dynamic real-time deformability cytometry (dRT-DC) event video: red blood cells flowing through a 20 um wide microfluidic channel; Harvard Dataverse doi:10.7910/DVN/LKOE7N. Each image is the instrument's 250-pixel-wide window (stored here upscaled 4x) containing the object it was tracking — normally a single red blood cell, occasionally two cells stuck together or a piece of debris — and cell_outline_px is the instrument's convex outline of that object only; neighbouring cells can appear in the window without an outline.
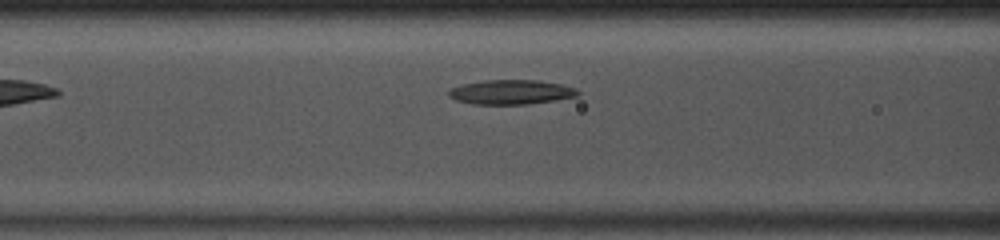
{"species": "common noctule bat (a hibernating species)", "species_latin": "Nyctalus noctula", "temperature_condition": "room temperature", "stored_images_in_passage": 32, "camera_frame_rate_fps": 3000, "um_per_image_px": 0.085, "animal": {"sex": "male", "body_mass_g": 13.0, "forearm_length_mm": 53.1}, "frame": {"image": 1, "passage_image": 6, "time_ms": 1.667, "image_size_px": [1000, 240], "cell_outline_px": [[580, 96], [528, 104], [472, 104], [456, 100], [448, 96], [448, 88], [464, 84], [484, 80], [536, 80], [560, 84], [576, 88], [580, 92]], "centroid_in_image_um": [43.43, 7.83], "position_along_channel_um": 123.2, "area_um2": 18.5}}
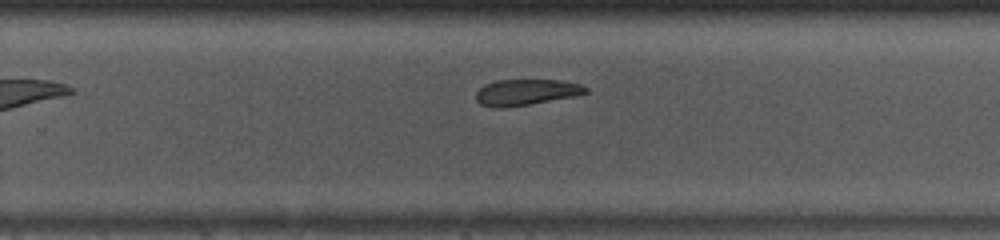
{"frame": {"image": 2, "passage_image": 18, "time_ms": 5.667, "image_size_px": [1000, 240], "cell_outline_px": [[588, 92], [572, 96], [532, 104], [500, 108], [496, 108], [480, 104], [476, 100], [476, 92], [484, 84], [496, 80], [560, 80], [580, 84], [588, 88]], "centroid_in_image_um": [44.68, 7.84], "position_along_channel_um": 285.1, "area_um2": 16.59}}
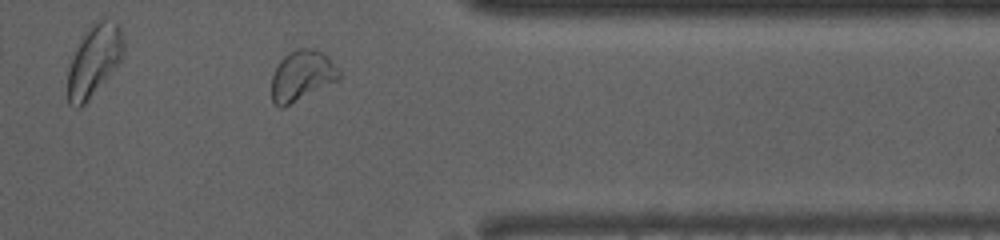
{"frame": {"image": 3, "passage_image": 26, "time_ms": 8.333, "image_size_px": [1000, 240], "cell_outline_px": [[344, 76], [340, 80], [284, 108], [280, 108], [272, 100], [272, 76], [280, 60], [288, 52], [296, 48], [316, 48], [328, 56], [340, 68]], "centroid_in_image_um": [25.73, 6.42], "position_along_channel_um": 385.7, "area_um2": 20.46}}